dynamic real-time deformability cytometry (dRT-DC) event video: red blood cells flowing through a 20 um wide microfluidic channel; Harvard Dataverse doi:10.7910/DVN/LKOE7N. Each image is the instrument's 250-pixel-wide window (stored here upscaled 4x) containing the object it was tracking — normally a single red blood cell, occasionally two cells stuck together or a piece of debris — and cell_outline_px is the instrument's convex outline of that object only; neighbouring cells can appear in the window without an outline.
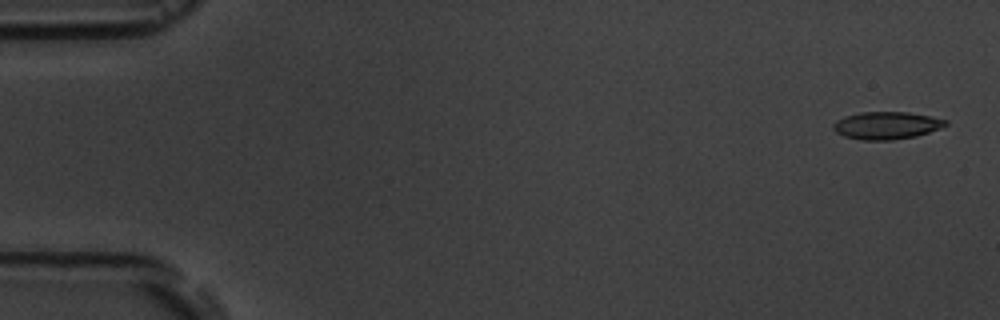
{"species": "common noctule bat (a hibernating species)", "species_latin": "Nyctalus noctula", "temperature_condition": "room temperature", "stored_images_in_passage": 5, "camera_frame_rate_fps": 3000, "um_per_image_px": 0.085, "animal": {"sex": "male", "body_mass_g": 19.5, "forearm_length_mm": 54.6}, "frame": {"image": 1, "passage_image": 1, "time_ms": 0.0, "image_size_px": [1000, 320], "cell_outline_px": [[948, 124], [940, 128], [916, 136], [892, 140], [864, 140], [844, 136], [836, 132], [832, 128], [832, 124], [836, 120], [844, 116], [860, 112], [908, 112], [948, 120]], "centroid_in_image_um": [75.32, 10.66], "position_along_channel_um": 9.7, "area_um2": 17.98}}
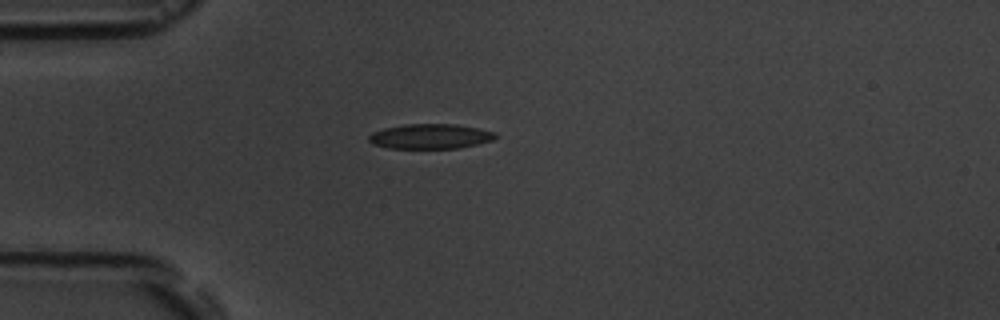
{"frame": {"image": 2, "passage_image": 5, "time_ms": 4.333, "image_size_px": [1000, 320], "cell_outline_px": [[496, 136], [492, 140], [460, 148], [388, 148], [372, 144], [368, 140], [368, 136], [372, 132], [384, 128], [404, 124], [456, 124], [496, 132]], "centroid_in_image_um": [36.53, 11.59], "position_along_channel_um": 48.5, "area_um2": 18.32}}